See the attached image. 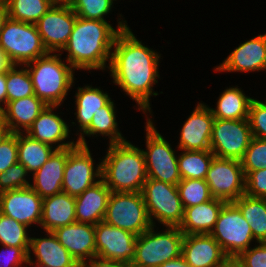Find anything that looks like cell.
<instances>
[{
	"label": "cell",
	"instance_id": "6da1fadb",
	"mask_svg": "<svg viewBox=\"0 0 266 267\" xmlns=\"http://www.w3.org/2000/svg\"><path fill=\"white\" fill-rule=\"evenodd\" d=\"M112 50L108 69L113 82L136 101L139 110L151 113L149 100L158 95L152 87L158 83L161 55L144 46L129 27L118 33Z\"/></svg>",
	"mask_w": 266,
	"mask_h": 267
},
{
	"label": "cell",
	"instance_id": "7a4b0ae2",
	"mask_svg": "<svg viewBox=\"0 0 266 267\" xmlns=\"http://www.w3.org/2000/svg\"><path fill=\"white\" fill-rule=\"evenodd\" d=\"M127 28L123 20L114 29L107 21L77 17L69 41L63 49L68 52L66 61L77 70H105L108 67L106 61L110 65L116 36Z\"/></svg>",
	"mask_w": 266,
	"mask_h": 267
},
{
	"label": "cell",
	"instance_id": "3957f363",
	"mask_svg": "<svg viewBox=\"0 0 266 267\" xmlns=\"http://www.w3.org/2000/svg\"><path fill=\"white\" fill-rule=\"evenodd\" d=\"M107 151L101 162L106 186L112 192H141L148 178L142 150L125 140L109 144Z\"/></svg>",
	"mask_w": 266,
	"mask_h": 267
},
{
	"label": "cell",
	"instance_id": "277c9868",
	"mask_svg": "<svg viewBox=\"0 0 266 267\" xmlns=\"http://www.w3.org/2000/svg\"><path fill=\"white\" fill-rule=\"evenodd\" d=\"M50 54L37 58L25 67L30 74L35 96L47 105L60 106L74 83L75 69L62 62L59 57L62 53Z\"/></svg>",
	"mask_w": 266,
	"mask_h": 267
},
{
	"label": "cell",
	"instance_id": "5b68a950",
	"mask_svg": "<svg viewBox=\"0 0 266 267\" xmlns=\"http://www.w3.org/2000/svg\"><path fill=\"white\" fill-rule=\"evenodd\" d=\"M155 232L154 226L137 236L133 267H159L181 256L184 234L179 227Z\"/></svg>",
	"mask_w": 266,
	"mask_h": 267
},
{
	"label": "cell",
	"instance_id": "8992f818",
	"mask_svg": "<svg viewBox=\"0 0 266 267\" xmlns=\"http://www.w3.org/2000/svg\"><path fill=\"white\" fill-rule=\"evenodd\" d=\"M0 47L13 65L23 66L48 54L35 24L7 18L0 32Z\"/></svg>",
	"mask_w": 266,
	"mask_h": 267
},
{
	"label": "cell",
	"instance_id": "52a82bcc",
	"mask_svg": "<svg viewBox=\"0 0 266 267\" xmlns=\"http://www.w3.org/2000/svg\"><path fill=\"white\" fill-rule=\"evenodd\" d=\"M141 193L152 226L154 217L165 227H179L184 208L177 186L147 178Z\"/></svg>",
	"mask_w": 266,
	"mask_h": 267
},
{
	"label": "cell",
	"instance_id": "ba28073f",
	"mask_svg": "<svg viewBox=\"0 0 266 267\" xmlns=\"http://www.w3.org/2000/svg\"><path fill=\"white\" fill-rule=\"evenodd\" d=\"M103 221L137 236L152 226L141 192H111Z\"/></svg>",
	"mask_w": 266,
	"mask_h": 267
},
{
	"label": "cell",
	"instance_id": "9c48e42d",
	"mask_svg": "<svg viewBox=\"0 0 266 267\" xmlns=\"http://www.w3.org/2000/svg\"><path fill=\"white\" fill-rule=\"evenodd\" d=\"M146 151L142 149L147 177L177 186L181 181L178 157L169 142L156 130L152 120L146 123Z\"/></svg>",
	"mask_w": 266,
	"mask_h": 267
},
{
	"label": "cell",
	"instance_id": "30bf717a",
	"mask_svg": "<svg viewBox=\"0 0 266 267\" xmlns=\"http://www.w3.org/2000/svg\"><path fill=\"white\" fill-rule=\"evenodd\" d=\"M210 235L228 258H237L254 239L249 223L232 202L222 207Z\"/></svg>",
	"mask_w": 266,
	"mask_h": 267
},
{
	"label": "cell",
	"instance_id": "8fae6325",
	"mask_svg": "<svg viewBox=\"0 0 266 267\" xmlns=\"http://www.w3.org/2000/svg\"><path fill=\"white\" fill-rule=\"evenodd\" d=\"M252 138L248 119H214L210 151L216 157L240 161Z\"/></svg>",
	"mask_w": 266,
	"mask_h": 267
},
{
	"label": "cell",
	"instance_id": "7c38bea8",
	"mask_svg": "<svg viewBox=\"0 0 266 267\" xmlns=\"http://www.w3.org/2000/svg\"><path fill=\"white\" fill-rule=\"evenodd\" d=\"M91 155L88 145L76 144L73 147H68V157L62 181L63 192L77 197L87 188L99 182L102 178L101 163L97 165L95 170Z\"/></svg>",
	"mask_w": 266,
	"mask_h": 267
},
{
	"label": "cell",
	"instance_id": "4fadbf2b",
	"mask_svg": "<svg viewBox=\"0 0 266 267\" xmlns=\"http://www.w3.org/2000/svg\"><path fill=\"white\" fill-rule=\"evenodd\" d=\"M205 181L212 197L227 203L245 194V175L239 160L214 156Z\"/></svg>",
	"mask_w": 266,
	"mask_h": 267
},
{
	"label": "cell",
	"instance_id": "5bb4252c",
	"mask_svg": "<svg viewBox=\"0 0 266 267\" xmlns=\"http://www.w3.org/2000/svg\"><path fill=\"white\" fill-rule=\"evenodd\" d=\"M76 18L70 5H53L35 24L48 53L63 51Z\"/></svg>",
	"mask_w": 266,
	"mask_h": 267
},
{
	"label": "cell",
	"instance_id": "9a60e30c",
	"mask_svg": "<svg viewBox=\"0 0 266 267\" xmlns=\"http://www.w3.org/2000/svg\"><path fill=\"white\" fill-rule=\"evenodd\" d=\"M137 235L104 221L95 225L96 256L131 264L135 257Z\"/></svg>",
	"mask_w": 266,
	"mask_h": 267
},
{
	"label": "cell",
	"instance_id": "2e32d148",
	"mask_svg": "<svg viewBox=\"0 0 266 267\" xmlns=\"http://www.w3.org/2000/svg\"><path fill=\"white\" fill-rule=\"evenodd\" d=\"M43 198L30 186L0 193V213L29 227L40 225Z\"/></svg>",
	"mask_w": 266,
	"mask_h": 267
},
{
	"label": "cell",
	"instance_id": "e0dca14e",
	"mask_svg": "<svg viewBox=\"0 0 266 267\" xmlns=\"http://www.w3.org/2000/svg\"><path fill=\"white\" fill-rule=\"evenodd\" d=\"M214 119L211 108L199 103L181 129L179 150L210 151Z\"/></svg>",
	"mask_w": 266,
	"mask_h": 267
},
{
	"label": "cell",
	"instance_id": "ac0fdd59",
	"mask_svg": "<svg viewBox=\"0 0 266 267\" xmlns=\"http://www.w3.org/2000/svg\"><path fill=\"white\" fill-rule=\"evenodd\" d=\"M53 233L81 266L96 256L95 225L74 222L56 228Z\"/></svg>",
	"mask_w": 266,
	"mask_h": 267
},
{
	"label": "cell",
	"instance_id": "d6986e66",
	"mask_svg": "<svg viewBox=\"0 0 266 267\" xmlns=\"http://www.w3.org/2000/svg\"><path fill=\"white\" fill-rule=\"evenodd\" d=\"M181 256L191 267H220L228 257L210 234H187Z\"/></svg>",
	"mask_w": 266,
	"mask_h": 267
},
{
	"label": "cell",
	"instance_id": "ffe728a7",
	"mask_svg": "<svg viewBox=\"0 0 266 267\" xmlns=\"http://www.w3.org/2000/svg\"><path fill=\"white\" fill-rule=\"evenodd\" d=\"M215 70L218 72L266 70V33L240 44Z\"/></svg>",
	"mask_w": 266,
	"mask_h": 267
},
{
	"label": "cell",
	"instance_id": "44dd1931",
	"mask_svg": "<svg viewBox=\"0 0 266 267\" xmlns=\"http://www.w3.org/2000/svg\"><path fill=\"white\" fill-rule=\"evenodd\" d=\"M57 107L58 106L47 105L27 130L26 134L33 139L51 146L53 143H59V145L56 146V149L73 147L77 142L70 141L66 143L64 141L69 137L70 130L68 124H66L59 115L54 114L52 111Z\"/></svg>",
	"mask_w": 266,
	"mask_h": 267
},
{
	"label": "cell",
	"instance_id": "7402d4cb",
	"mask_svg": "<svg viewBox=\"0 0 266 267\" xmlns=\"http://www.w3.org/2000/svg\"><path fill=\"white\" fill-rule=\"evenodd\" d=\"M68 148L56 149L48 161L36 171L30 187L41 197L47 198L62 192V181Z\"/></svg>",
	"mask_w": 266,
	"mask_h": 267
},
{
	"label": "cell",
	"instance_id": "603a6c76",
	"mask_svg": "<svg viewBox=\"0 0 266 267\" xmlns=\"http://www.w3.org/2000/svg\"><path fill=\"white\" fill-rule=\"evenodd\" d=\"M111 190L100 179L75 197L76 222L96 225L104 220Z\"/></svg>",
	"mask_w": 266,
	"mask_h": 267
},
{
	"label": "cell",
	"instance_id": "cb8c5ba5",
	"mask_svg": "<svg viewBox=\"0 0 266 267\" xmlns=\"http://www.w3.org/2000/svg\"><path fill=\"white\" fill-rule=\"evenodd\" d=\"M226 203L224 200L212 198L205 203L184 208V216L179 229L184 235L210 234Z\"/></svg>",
	"mask_w": 266,
	"mask_h": 267
},
{
	"label": "cell",
	"instance_id": "d4e9b609",
	"mask_svg": "<svg viewBox=\"0 0 266 267\" xmlns=\"http://www.w3.org/2000/svg\"><path fill=\"white\" fill-rule=\"evenodd\" d=\"M46 106L41 99L32 95L7 102L1 109V114L11 133H21L23 128V132H27Z\"/></svg>",
	"mask_w": 266,
	"mask_h": 267
},
{
	"label": "cell",
	"instance_id": "484cf974",
	"mask_svg": "<svg viewBox=\"0 0 266 267\" xmlns=\"http://www.w3.org/2000/svg\"><path fill=\"white\" fill-rule=\"evenodd\" d=\"M75 197L66 192L43 199L40 225L47 232L76 222Z\"/></svg>",
	"mask_w": 266,
	"mask_h": 267
},
{
	"label": "cell",
	"instance_id": "4316f807",
	"mask_svg": "<svg viewBox=\"0 0 266 267\" xmlns=\"http://www.w3.org/2000/svg\"><path fill=\"white\" fill-rule=\"evenodd\" d=\"M31 250L37 258L34 262L52 267H82L58 241L53 231H47L45 238L31 237L28 255L31 254Z\"/></svg>",
	"mask_w": 266,
	"mask_h": 267
},
{
	"label": "cell",
	"instance_id": "83f0119b",
	"mask_svg": "<svg viewBox=\"0 0 266 267\" xmlns=\"http://www.w3.org/2000/svg\"><path fill=\"white\" fill-rule=\"evenodd\" d=\"M118 124L116 122V113L114 102L110 100L105 106L100 108V111L93 114L92 121L90 125L79 134V138L76 141L77 144L87 146L84 135H96L99 133L103 136H109V144L123 142L126 139L122 136L121 132L118 130Z\"/></svg>",
	"mask_w": 266,
	"mask_h": 267
},
{
	"label": "cell",
	"instance_id": "f1b7e54d",
	"mask_svg": "<svg viewBox=\"0 0 266 267\" xmlns=\"http://www.w3.org/2000/svg\"><path fill=\"white\" fill-rule=\"evenodd\" d=\"M23 132L17 133L18 163L22 164L28 172L34 174L56 150L49 144L33 139Z\"/></svg>",
	"mask_w": 266,
	"mask_h": 267
},
{
	"label": "cell",
	"instance_id": "f546056e",
	"mask_svg": "<svg viewBox=\"0 0 266 267\" xmlns=\"http://www.w3.org/2000/svg\"><path fill=\"white\" fill-rule=\"evenodd\" d=\"M75 97L77 109L75 115L80 133H82L90 125L93 114L100 111V108L105 106L111 98L108 93H104L99 88H92V86L78 87Z\"/></svg>",
	"mask_w": 266,
	"mask_h": 267
},
{
	"label": "cell",
	"instance_id": "4dcf8cb0",
	"mask_svg": "<svg viewBox=\"0 0 266 267\" xmlns=\"http://www.w3.org/2000/svg\"><path fill=\"white\" fill-rule=\"evenodd\" d=\"M253 99L246 96L238 86L227 88L220 95L216 109L211 108V111L215 119H247Z\"/></svg>",
	"mask_w": 266,
	"mask_h": 267
},
{
	"label": "cell",
	"instance_id": "1f68e13d",
	"mask_svg": "<svg viewBox=\"0 0 266 267\" xmlns=\"http://www.w3.org/2000/svg\"><path fill=\"white\" fill-rule=\"evenodd\" d=\"M247 220L256 242H266V198L242 195L232 202Z\"/></svg>",
	"mask_w": 266,
	"mask_h": 267
},
{
	"label": "cell",
	"instance_id": "d6a6232c",
	"mask_svg": "<svg viewBox=\"0 0 266 267\" xmlns=\"http://www.w3.org/2000/svg\"><path fill=\"white\" fill-rule=\"evenodd\" d=\"M214 156L211 151L183 150V153L178 155V168L181 179L205 180Z\"/></svg>",
	"mask_w": 266,
	"mask_h": 267
},
{
	"label": "cell",
	"instance_id": "836d02e7",
	"mask_svg": "<svg viewBox=\"0 0 266 267\" xmlns=\"http://www.w3.org/2000/svg\"><path fill=\"white\" fill-rule=\"evenodd\" d=\"M7 6L8 17L36 24L53 6L49 0H4Z\"/></svg>",
	"mask_w": 266,
	"mask_h": 267
},
{
	"label": "cell",
	"instance_id": "e575fe53",
	"mask_svg": "<svg viewBox=\"0 0 266 267\" xmlns=\"http://www.w3.org/2000/svg\"><path fill=\"white\" fill-rule=\"evenodd\" d=\"M27 228L15 219L0 213V244L21 247L28 254L31 237L26 232Z\"/></svg>",
	"mask_w": 266,
	"mask_h": 267
},
{
	"label": "cell",
	"instance_id": "d590c367",
	"mask_svg": "<svg viewBox=\"0 0 266 267\" xmlns=\"http://www.w3.org/2000/svg\"><path fill=\"white\" fill-rule=\"evenodd\" d=\"M18 65H13L6 72L7 102L35 95L32 80L27 69L17 70Z\"/></svg>",
	"mask_w": 266,
	"mask_h": 267
},
{
	"label": "cell",
	"instance_id": "8d00e7d4",
	"mask_svg": "<svg viewBox=\"0 0 266 267\" xmlns=\"http://www.w3.org/2000/svg\"><path fill=\"white\" fill-rule=\"evenodd\" d=\"M183 208L205 203L213 197L203 179H181L177 184Z\"/></svg>",
	"mask_w": 266,
	"mask_h": 267
},
{
	"label": "cell",
	"instance_id": "74e56055",
	"mask_svg": "<svg viewBox=\"0 0 266 267\" xmlns=\"http://www.w3.org/2000/svg\"><path fill=\"white\" fill-rule=\"evenodd\" d=\"M113 1L114 0H72L70 6L77 17L106 21L104 15L110 13Z\"/></svg>",
	"mask_w": 266,
	"mask_h": 267
},
{
	"label": "cell",
	"instance_id": "f35d334b",
	"mask_svg": "<svg viewBox=\"0 0 266 267\" xmlns=\"http://www.w3.org/2000/svg\"><path fill=\"white\" fill-rule=\"evenodd\" d=\"M240 162L243 172L266 168V139L253 137Z\"/></svg>",
	"mask_w": 266,
	"mask_h": 267
},
{
	"label": "cell",
	"instance_id": "ab89813d",
	"mask_svg": "<svg viewBox=\"0 0 266 267\" xmlns=\"http://www.w3.org/2000/svg\"><path fill=\"white\" fill-rule=\"evenodd\" d=\"M28 173V170L18 162L0 172V193L29 187L31 183L26 180Z\"/></svg>",
	"mask_w": 266,
	"mask_h": 267
},
{
	"label": "cell",
	"instance_id": "60d3db41",
	"mask_svg": "<svg viewBox=\"0 0 266 267\" xmlns=\"http://www.w3.org/2000/svg\"><path fill=\"white\" fill-rule=\"evenodd\" d=\"M247 119L253 137L266 139V103L253 99Z\"/></svg>",
	"mask_w": 266,
	"mask_h": 267
},
{
	"label": "cell",
	"instance_id": "b9f144b4",
	"mask_svg": "<svg viewBox=\"0 0 266 267\" xmlns=\"http://www.w3.org/2000/svg\"><path fill=\"white\" fill-rule=\"evenodd\" d=\"M245 194L254 198H266V168L244 172Z\"/></svg>",
	"mask_w": 266,
	"mask_h": 267
},
{
	"label": "cell",
	"instance_id": "7bdbcfd3",
	"mask_svg": "<svg viewBox=\"0 0 266 267\" xmlns=\"http://www.w3.org/2000/svg\"><path fill=\"white\" fill-rule=\"evenodd\" d=\"M18 162L17 133H11L0 142V172Z\"/></svg>",
	"mask_w": 266,
	"mask_h": 267
},
{
	"label": "cell",
	"instance_id": "ee69618b",
	"mask_svg": "<svg viewBox=\"0 0 266 267\" xmlns=\"http://www.w3.org/2000/svg\"><path fill=\"white\" fill-rule=\"evenodd\" d=\"M243 267H266V242L248 248L236 258Z\"/></svg>",
	"mask_w": 266,
	"mask_h": 267
},
{
	"label": "cell",
	"instance_id": "f6af8a7d",
	"mask_svg": "<svg viewBox=\"0 0 266 267\" xmlns=\"http://www.w3.org/2000/svg\"><path fill=\"white\" fill-rule=\"evenodd\" d=\"M2 247L5 249L0 251V267H22V264H27L28 254L21 247Z\"/></svg>",
	"mask_w": 266,
	"mask_h": 267
},
{
	"label": "cell",
	"instance_id": "bcb514c9",
	"mask_svg": "<svg viewBox=\"0 0 266 267\" xmlns=\"http://www.w3.org/2000/svg\"><path fill=\"white\" fill-rule=\"evenodd\" d=\"M87 262L89 263H85L82 267H133L131 264H125L111 259H104L99 256H95Z\"/></svg>",
	"mask_w": 266,
	"mask_h": 267
},
{
	"label": "cell",
	"instance_id": "7dc6e473",
	"mask_svg": "<svg viewBox=\"0 0 266 267\" xmlns=\"http://www.w3.org/2000/svg\"><path fill=\"white\" fill-rule=\"evenodd\" d=\"M7 104L6 72L0 73V109Z\"/></svg>",
	"mask_w": 266,
	"mask_h": 267
},
{
	"label": "cell",
	"instance_id": "c3c4849f",
	"mask_svg": "<svg viewBox=\"0 0 266 267\" xmlns=\"http://www.w3.org/2000/svg\"><path fill=\"white\" fill-rule=\"evenodd\" d=\"M13 63L9 60L6 52L0 47V73L7 72Z\"/></svg>",
	"mask_w": 266,
	"mask_h": 267
},
{
	"label": "cell",
	"instance_id": "681fc988",
	"mask_svg": "<svg viewBox=\"0 0 266 267\" xmlns=\"http://www.w3.org/2000/svg\"><path fill=\"white\" fill-rule=\"evenodd\" d=\"M159 267H191L183 259L182 256L174 260L167 261L160 265Z\"/></svg>",
	"mask_w": 266,
	"mask_h": 267
},
{
	"label": "cell",
	"instance_id": "f907efd6",
	"mask_svg": "<svg viewBox=\"0 0 266 267\" xmlns=\"http://www.w3.org/2000/svg\"><path fill=\"white\" fill-rule=\"evenodd\" d=\"M11 134L10 129L8 127L7 122L3 118L2 114H0V142H2L5 138H7Z\"/></svg>",
	"mask_w": 266,
	"mask_h": 267
},
{
	"label": "cell",
	"instance_id": "816d5d0a",
	"mask_svg": "<svg viewBox=\"0 0 266 267\" xmlns=\"http://www.w3.org/2000/svg\"><path fill=\"white\" fill-rule=\"evenodd\" d=\"M8 18L7 6L4 0H0V32L5 20Z\"/></svg>",
	"mask_w": 266,
	"mask_h": 267
},
{
	"label": "cell",
	"instance_id": "f5cc1de1",
	"mask_svg": "<svg viewBox=\"0 0 266 267\" xmlns=\"http://www.w3.org/2000/svg\"><path fill=\"white\" fill-rule=\"evenodd\" d=\"M220 267H243L236 258H228Z\"/></svg>",
	"mask_w": 266,
	"mask_h": 267
},
{
	"label": "cell",
	"instance_id": "db71d44e",
	"mask_svg": "<svg viewBox=\"0 0 266 267\" xmlns=\"http://www.w3.org/2000/svg\"><path fill=\"white\" fill-rule=\"evenodd\" d=\"M31 259H32L31 255H28L27 264H29L30 266L31 265L33 266L36 264V266H34V267H52V266H48V265H45V264H42L39 262L36 263V262L32 261Z\"/></svg>",
	"mask_w": 266,
	"mask_h": 267
},
{
	"label": "cell",
	"instance_id": "11a10c76",
	"mask_svg": "<svg viewBox=\"0 0 266 267\" xmlns=\"http://www.w3.org/2000/svg\"><path fill=\"white\" fill-rule=\"evenodd\" d=\"M53 5H70L72 0H49Z\"/></svg>",
	"mask_w": 266,
	"mask_h": 267
}]
</instances>
